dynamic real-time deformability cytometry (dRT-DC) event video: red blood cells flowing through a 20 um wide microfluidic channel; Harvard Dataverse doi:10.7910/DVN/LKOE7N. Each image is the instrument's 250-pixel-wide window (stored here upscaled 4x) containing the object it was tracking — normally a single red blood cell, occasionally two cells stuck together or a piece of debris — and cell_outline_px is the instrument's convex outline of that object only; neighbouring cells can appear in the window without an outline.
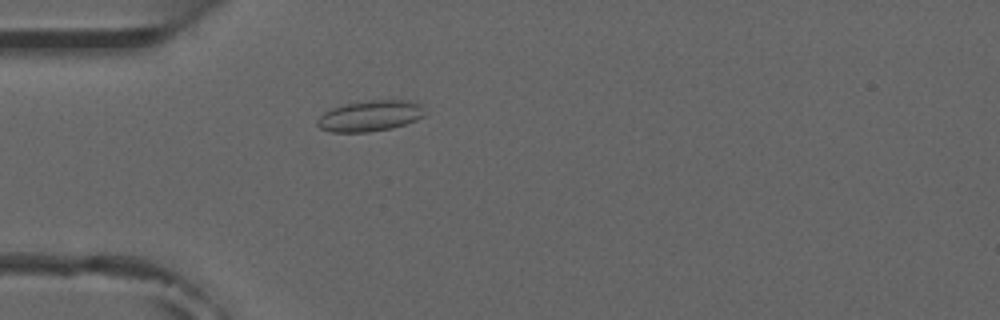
{"species": "common noctule bat (a hibernating species)", "species_latin": "Nyctalus noctula", "temperature_condition": "room temperature", "stored_images_in_passage": 5, "camera_frame_rate_fps": 3000, "um_per_image_px": 0.085, "animal": {"sex": "male", "forearm_length_mm": 52.5}, "frame": {"image": 1, "passage_image": 5, "time_ms": 4.667, "image_size_px": [1000, 320], "cell_outline_px": [[424, 116], [416, 120], [392, 128], [368, 132], [332, 132], [320, 128], [316, 124], [316, 120], [324, 112], [332, 108], [344, 104], [368, 100], [408, 100], [420, 104]], "centroid_in_image_um": [31.42, 9.85], "position_along_channel_um": 53.6, "area_um2": 19.25}}